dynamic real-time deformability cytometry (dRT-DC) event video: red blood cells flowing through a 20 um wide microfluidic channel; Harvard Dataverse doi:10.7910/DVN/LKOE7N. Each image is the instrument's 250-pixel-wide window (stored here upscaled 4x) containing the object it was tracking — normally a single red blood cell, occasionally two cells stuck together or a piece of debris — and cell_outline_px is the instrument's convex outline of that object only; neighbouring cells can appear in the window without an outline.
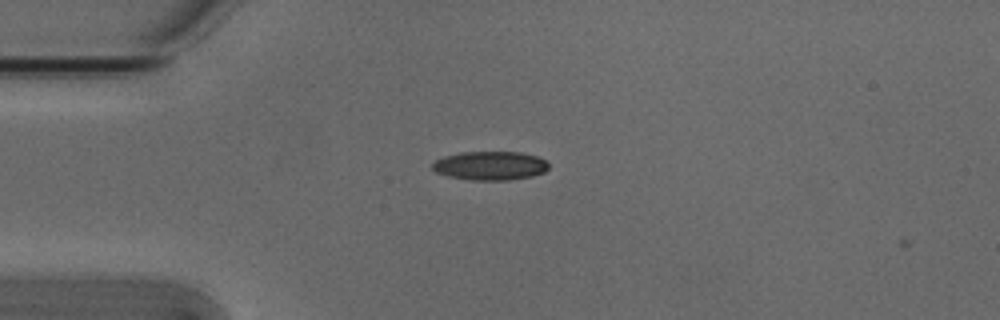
{"species": "Egyptian fruit bat (a non-hibernating species)", "species_latin": "Rousettus aegyptiacus", "temperature_condition": "cold", "stored_images_in_passage": 3, "camera_frame_rate_fps": 3000, "um_per_image_px": 0.085, "animal": {"sex": "male"}, "frame": {"image": 1, "passage_image": 2, "time_ms": 0.333, "image_size_px": [1000, 320], "cell_outline_px": [[548, 168], [544, 172], [532, 176], [508, 180], [468, 180], [448, 176], [436, 172], [432, 168], [432, 164], [436, 160], [444, 156], [460, 152], [520, 152], [536, 156], [544, 160], [548, 164]], "centroid_in_image_um": [41.64, 14.08], "position_along_channel_um": 43.4, "area_um2": 19.48}}